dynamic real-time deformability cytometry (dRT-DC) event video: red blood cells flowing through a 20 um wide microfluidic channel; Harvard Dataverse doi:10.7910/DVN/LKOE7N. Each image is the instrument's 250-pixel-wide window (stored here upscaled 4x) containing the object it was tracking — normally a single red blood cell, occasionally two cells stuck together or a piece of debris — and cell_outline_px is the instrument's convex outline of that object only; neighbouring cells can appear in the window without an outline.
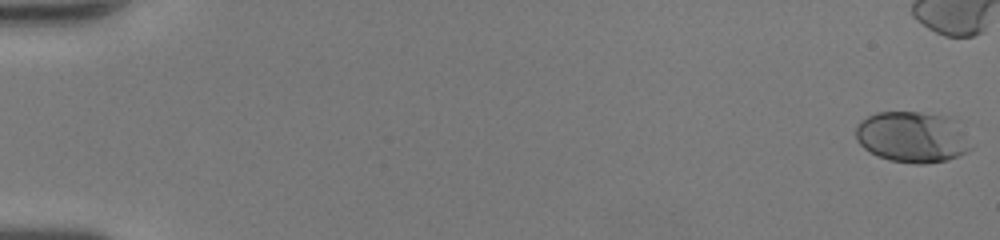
{"species": "human", "species_latin": "Homo sapiens", "temperature_condition": "room temperature", "stored_images_in_passage": 41, "camera_frame_rate_fps": 3000, "um_per_image_px": 0.085, "donor": {"sex": "female"}, "frame": {"image": 1, "passage_image": 1, "time_ms": 0.0, "image_size_px": [1000, 240], "cell_outline_px": [[972, 148], [948, 160], [924, 164], [916, 164], [888, 160], [876, 156], [864, 148], [856, 140], [856, 124], [860, 120], [876, 112], [920, 112], [944, 116], [956, 120], [972, 144]], "centroid_in_image_um": [77.52, 11.65], "position_along_channel_um": 7.5, "area_um2": 34.45}}
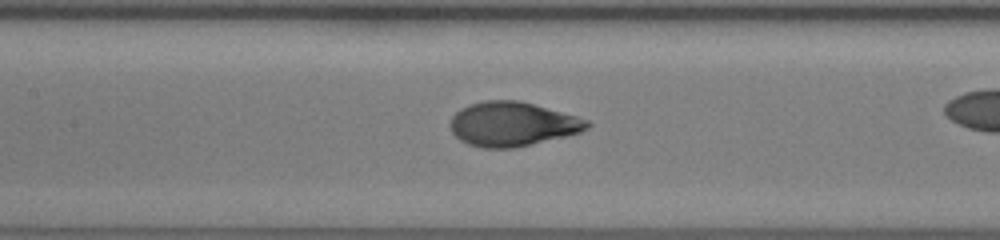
{"frame": {"image": 2, "passage_image": 26, "time_ms": 8.333, "image_size_px": [1000, 240], "cell_outline_px": [[592, 124], [588, 128], [580, 132], [564, 136], [512, 148], [480, 148], [468, 144], [460, 140], [452, 132], [448, 124], [452, 116], [460, 108], [468, 104], [484, 100], [520, 100], [576, 116], [588, 120]], "centroid_in_image_um": [43.5, 10.53], "position_along_channel_um": 163.9, "area_um2": 35.32}}
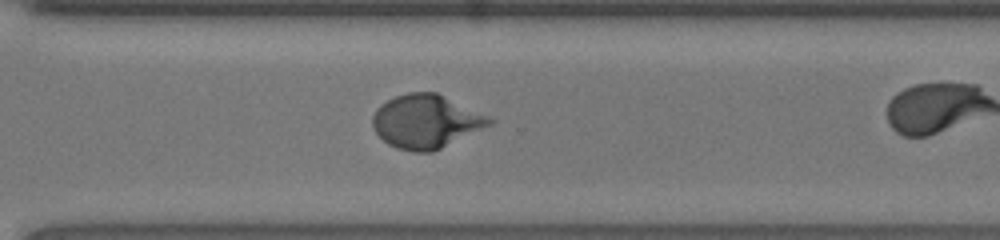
{"frame": {"image": 3, "passage_image": 38, "time_ms": 12.333, "image_size_px": [1000, 240], "cell_outline_px": [[496, 120], [492, 124], [432, 152], [412, 152], [396, 148], [388, 144], [376, 132], [372, 124], [372, 116], [376, 108], [380, 104], [396, 96], [408, 92], [436, 92], [488, 116]], "centroid_in_image_um": [36.19, 10.32], "position_along_channel_um": 334.4, "area_um2": 36.24}}